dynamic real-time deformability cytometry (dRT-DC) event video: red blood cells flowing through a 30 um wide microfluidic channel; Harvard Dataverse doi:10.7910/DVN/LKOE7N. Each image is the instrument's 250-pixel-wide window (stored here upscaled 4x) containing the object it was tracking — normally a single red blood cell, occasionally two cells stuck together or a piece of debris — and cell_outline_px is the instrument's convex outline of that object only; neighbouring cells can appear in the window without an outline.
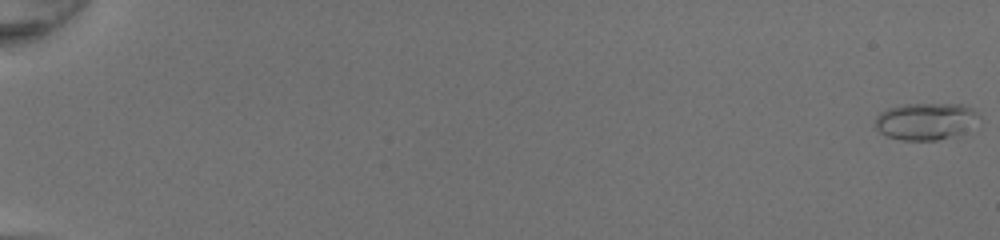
{"species": "common noctule bat (a hibernating species)", "species_latin": "Nyctalus noctula", "temperature_condition": "room temperature", "stored_images_in_passage": 51, "camera_frame_rate_fps": 3000, "um_per_image_px": 0.085, "animal": {"sex": "female", "body_mass_g": 20.0, "forearm_length_mm": 54.0}, "frame": {"image": 1, "passage_image": 1, "time_ms": 0.0, "image_size_px": [1000, 240], "cell_outline_px": [[980, 116], [964, 132], [952, 136], [936, 140], [900, 140], [888, 136], [880, 132], [876, 128], [876, 116], [880, 112], [888, 108], [904, 104], [964, 104], [972, 108]], "centroid_in_image_um": [78.66, 10.29], "position_along_channel_um": 6.3, "area_um2": 22.2}}
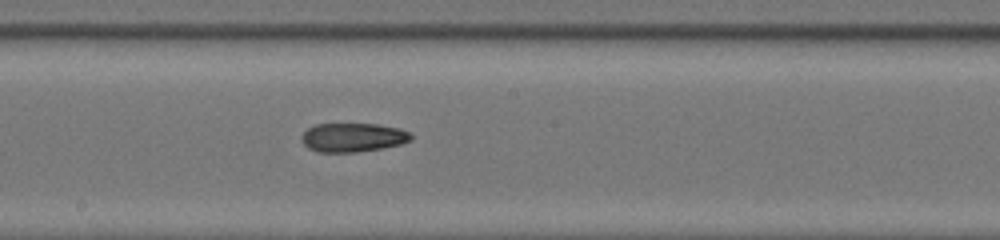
{"frame": {"image": 2, "passage_image": 31, "time_ms": 10.0, "image_size_px": [1000, 240], "cell_outline_px": [[412, 140], [400, 144], [380, 148], [356, 152], [316, 152], [308, 148], [304, 144], [300, 136], [308, 128], [316, 124], [376, 124], [400, 128], [408, 132], [412, 136]], "centroid_in_image_um": [29.97, 11.68], "position_along_channel_um": 218.2, "area_um2": 18.38}}
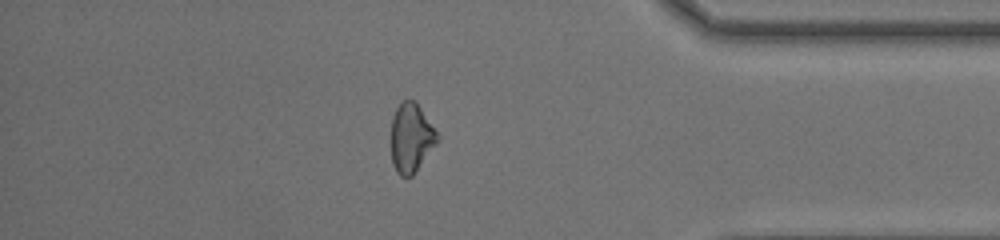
{"frame": {"image": 3, "passage_image": 45, "time_ms": 14.667, "image_size_px": [1000, 240], "cell_outline_px": [[440, 140], [412, 176], [400, 176], [396, 172], [392, 164], [392, 116], [396, 108], [404, 100], [416, 100], [440, 136]], "centroid_in_image_um": [34.97, 11.71], "position_along_channel_um": 400.2, "area_um2": 18.73}, "authors_computed_cell_mechanics": {"area_um2": 19.074, "velocity_mm_per_s": 4.3553, "shape_relaxation_time_tau1_ms": null, "shape_relaxation_time_tau2_ms": 1.6935, "deformation_change_tau1": null, "deformation_change_tau2": 0.0793}}